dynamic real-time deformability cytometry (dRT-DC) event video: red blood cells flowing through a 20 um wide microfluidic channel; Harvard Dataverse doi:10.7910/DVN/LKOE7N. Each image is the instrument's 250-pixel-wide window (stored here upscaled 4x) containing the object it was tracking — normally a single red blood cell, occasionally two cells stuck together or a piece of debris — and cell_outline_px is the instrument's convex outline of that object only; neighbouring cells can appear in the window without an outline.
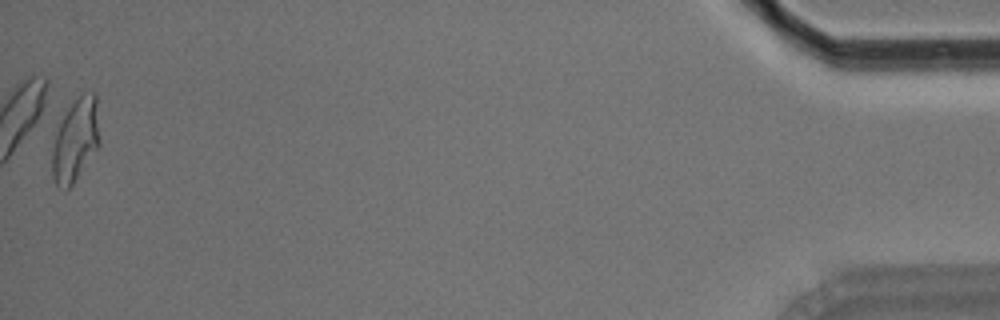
{"species": "Egyptian fruit bat (a non-hibernating species)", "species_latin": "Rousettus aegyptiacus", "temperature_condition": "room temperature", "stored_images_in_passage": 52, "camera_frame_rate_fps": 3000, "um_per_image_px": 0.085, "animal": {"sex": "male"}, "frame": {"image": 1, "passage_image": 52, "time_ms": 17.0, "image_size_px": [1000, 320], "cell_outline_px": [[100, 144], [72, 184], [68, 188], [56, 184], [52, 176], [52, 152], [56, 132], [68, 108], [84, 92], [96, 92]], "centroid_in_image_um": [6.44, 11.88], "position_along_channel_um": 428.8, "area_um2": 22.43}, "authors_computed_cell_mechanics": {"area_um2": 21.6461, "velocity_mm_per_s": 3.5777, "shape_relaxation_time_tau1_ms": 6.312, "shape_relaxation_time_tau2_ms": 2.819, "deformation_change_tau1": 0.2109, "deformation_change_tau2": 0.1173}}